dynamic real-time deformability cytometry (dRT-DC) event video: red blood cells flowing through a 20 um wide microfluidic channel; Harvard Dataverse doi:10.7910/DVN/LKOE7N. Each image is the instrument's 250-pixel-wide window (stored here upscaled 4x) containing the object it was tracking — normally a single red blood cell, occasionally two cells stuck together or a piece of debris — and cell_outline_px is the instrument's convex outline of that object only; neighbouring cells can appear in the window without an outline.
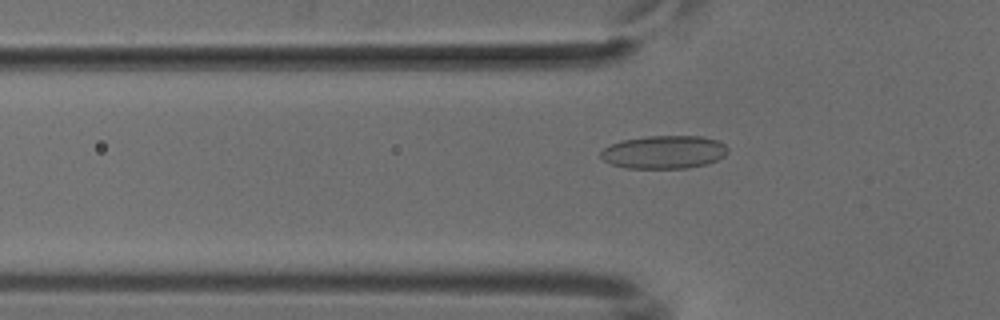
{"species": "common noctule bat (a hibernating species)", "species_latin": "Nyctalus noctula", "temperature_condition": "cold", "stored_images_in_passage": 50, "camera_frame_rate_fps": 3000, "um_per_image_px": 0.085, "animal": {"sex": "male", "body_mass_g": 18.8}, "frame": {"image": 1, "passage_image": 15, "time_ms": 4.667, "image_size_px": [1000, 320], "cell_outline_px": [[728, 152], [724, 156], [708, 164], [688, 168], [628, 168], [612, 164], [604, 160], [600, 156], [600, 152], [604, 148], [620, 140], [648, 136], [700, 136], [716, 140], [724, 144], [728, 148]], "centroid_in_image_um": [56.45, 12.93], "position_along_channel_um": 69.3, "area_um2": 24.51}}
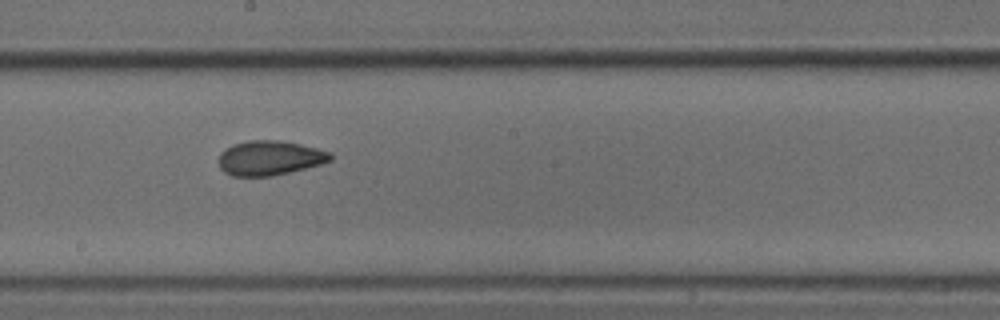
{"frame": {"image": 2, "passage_image": 27, "time_ms": 8.667, "image_size_px": [1000, 320], "cell_outline_px": [[332, 160], [320, 164], [272, 176], [232, 176], [224, 172], [220, 168], [220, 152], [224, 148], [232, 144], [248, 140], [276, 140], [300, 144], [332, 152]], "centroid_in_image_um": [22.9, 13.42], "position_along_channel_um": 225.3, "area_um2": 22.48}}
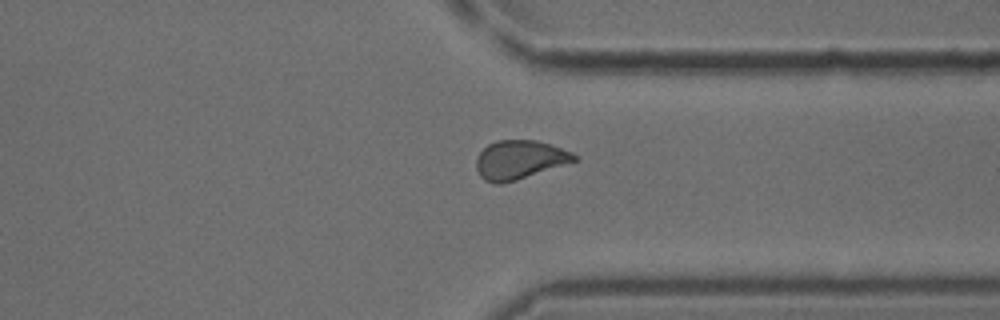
{"frame": {"image": 3, "passage_image": 38, "time_ms": 12.333, "image_size_px": [1000, 320], "cell_outline_px": [[576, 160], [516, 180], [500, 184], [496, 184], [484, 180], [480, 176], [476, 168], [476, 160], [480, 152], [488, 144], [496, 140], [536, 140], [572, 152], [576, 156]], "centroid_in_image_um": [44.1, 13.58], "position_along_channel_um": 367.3, "area_um2": 21.79}}